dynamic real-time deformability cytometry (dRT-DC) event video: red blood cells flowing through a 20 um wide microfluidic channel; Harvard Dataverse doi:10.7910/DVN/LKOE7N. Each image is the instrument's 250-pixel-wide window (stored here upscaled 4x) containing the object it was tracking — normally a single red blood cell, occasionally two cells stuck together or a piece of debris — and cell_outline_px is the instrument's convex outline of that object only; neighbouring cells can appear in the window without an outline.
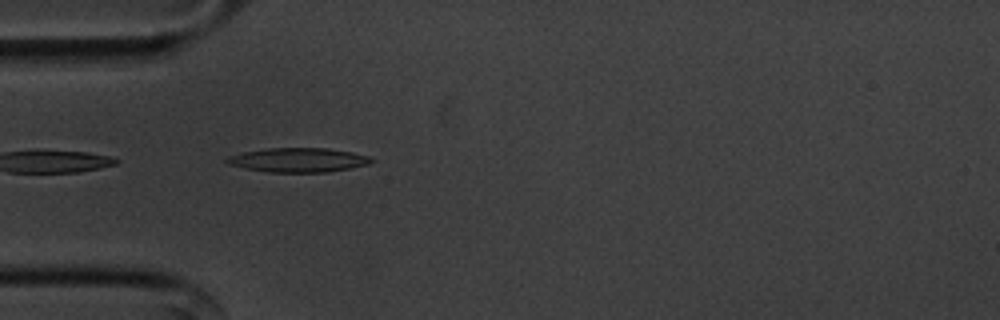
{"species": "common noctule bat (a hibernating species)", "species_latin": "Nyctalus noctula", "temperature_condition": "cold", "stored_images_in_passage": 4, "camera_frame_rate_fps": 3000, "um_per_image_px": 0.085, "animal": {"sex": "male", "body_mass_g": 20.1, "forearm_length_mm": 53.5}, "frame": {"image": 1, "passage_image": 2, "time_ms": 0.333, "image_size_px": [1000, 320], "cell_outline_px": [[372, 160], [368, 164], [328, 172], [268, 172], [244, 168], [228, 164], [224, 160], [228, 156], [244, 152], [268, 148], [328, 148], [352, 152], [368, 156]], "centroid_in_image_um": [25.31, 13.6], "position_along_channel_um": 59.7, "area_um2": 20.23}}